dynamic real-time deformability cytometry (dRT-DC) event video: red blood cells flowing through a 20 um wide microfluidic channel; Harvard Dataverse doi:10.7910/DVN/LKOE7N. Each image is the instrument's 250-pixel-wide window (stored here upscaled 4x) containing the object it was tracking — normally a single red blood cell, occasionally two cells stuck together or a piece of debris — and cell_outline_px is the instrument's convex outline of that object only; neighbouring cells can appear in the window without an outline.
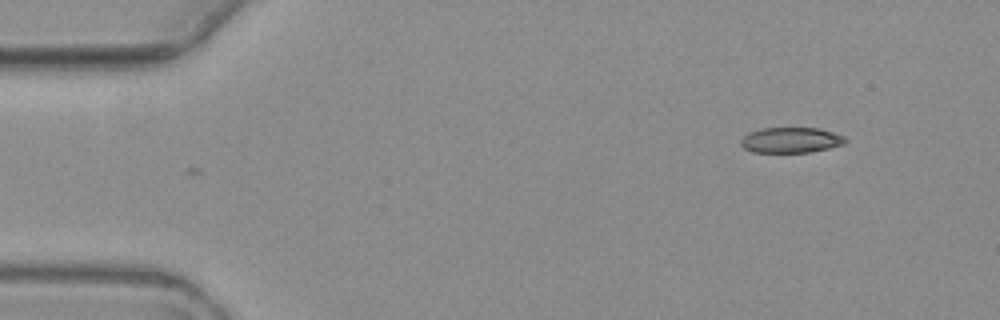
{"species": "common noctule bat (a hibernating species)", "species_latin": "Nyctalus noctula", "temperature_condition": "warm", "stored_images_in_passage": 3, "camera_frame_rate_fps": 3000, "um_per_image_px": 0.085, "animal": {"sex": "female", "body_mass_g": 19.3, "forearm_length_mm": 54.1}, "frame": {"image": 1, "passage_image": 3, "time_ms": 2.333, "image_size_px": [1000, 320], "cell_outline_px": [[848, 140], [844, 144], [828, 148], [808, 152], [752, 152], [744, 148], [740, 144], [740, 140], [748, 132], [764, 128], [820, 128], [844, 136]], "centroid_in_image_um": [67.22, 11.9], "position_along_channel_um": 17.8, "area_um2": 15.49}}